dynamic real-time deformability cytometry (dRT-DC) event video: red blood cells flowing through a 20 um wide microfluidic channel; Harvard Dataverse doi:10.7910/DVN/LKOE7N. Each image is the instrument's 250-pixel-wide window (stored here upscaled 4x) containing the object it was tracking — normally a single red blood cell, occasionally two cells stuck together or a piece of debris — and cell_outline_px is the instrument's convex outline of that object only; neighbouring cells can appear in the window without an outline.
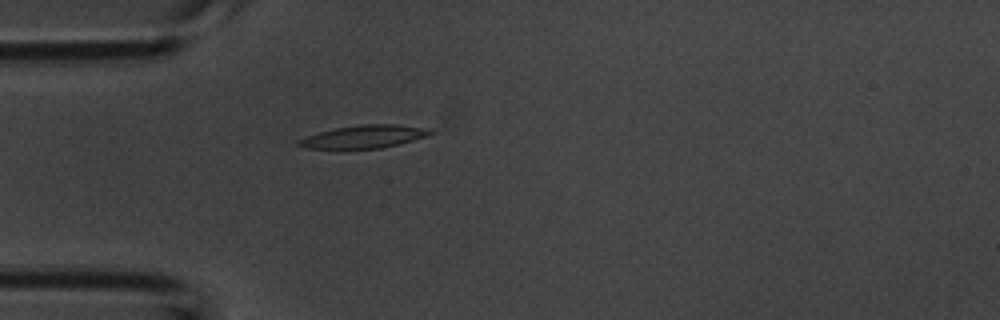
{"species": "common noctule bat (a hibernating species)", "species_latin": "Nyctalus noctula", "temperature_condition": "room temperature", "stored_images_in_passage": 51, "camera_frame_rate_fps": 3000, "um_per_image_px": 0.085, "animal": {"sex": "male", "body_mass_g": 20.1, "forearm_length_mm": 53.5}, "frame": {"image": 1, "passage_image": 12, "time_ms": 3.667, "image_size_px": [1000, 320], "cell_outline_px": [[436, 132], [428, 136], [380, 148], [340, 152], [304, 148], [296, 144], [296, 140], [320, 132], [336, 128], [360, 124], [396, 124], [424, 128]], "centroid_in_image_um": [30.81, 11.67], "position_along_channel_um": 54.2, "area_um2": 18.32}}
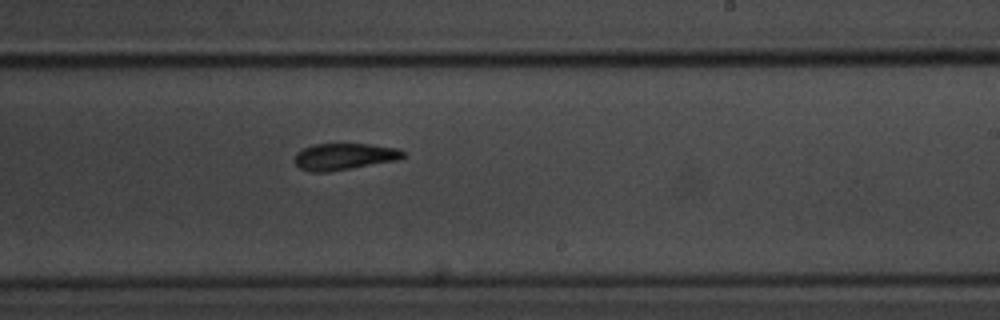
{"frame": {"image": 2, "passage_image": 29, "time_ms": 9.333, "image_size_px": [1000, 320], "cell_outline_px": [[404, 156], [400, 160], [328, 172], [312, 172], [300, 168], [296, 164], [296, 152], [312, 144], [368, 144], [396, 148], [404, 152]], "centroid_in_image_um": [29.27, 13.31], "position_along_channel_um": 259.7, "area_um2": 16.76}}
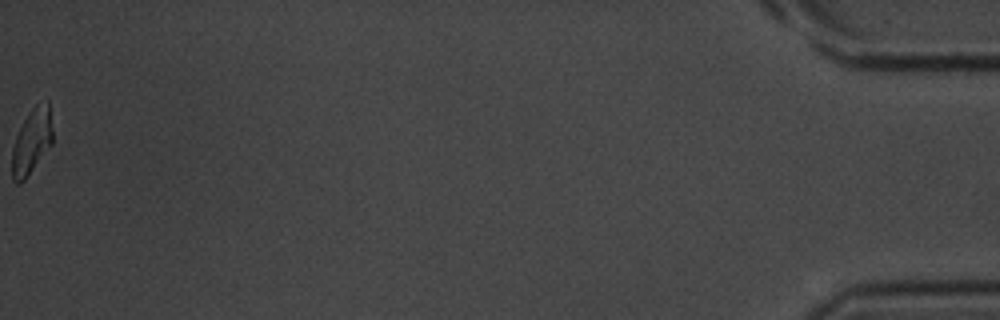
{"frame": {"image": 3, "passage_image": 51, "time_ms": 16.667, "image_size_px": [1000, 320], "cell_outline_px": [[52, 144], [28, 176], [20, 184], [16, 184], [12, 180], [12, 148], [16, 136], [28, 112], [36, 104], [48, 100], [52, 132]], "centroid_in_image_um": [2.68, 12.05], "position_along_channel_um": 432.5, "area_um2": 15.43}, "authors_computed_cell_mechanics": {"area_um2": 17.2244, "velocity_mm_per_s": 3.7338, "shape_relaxation_time_tau1_ms": 3.5307, "shape_relaxation_time_tau2_ms": 5.0705, "deformation_change_tau1": 0.1521, "deformation_change_tau2": 0.1447}}